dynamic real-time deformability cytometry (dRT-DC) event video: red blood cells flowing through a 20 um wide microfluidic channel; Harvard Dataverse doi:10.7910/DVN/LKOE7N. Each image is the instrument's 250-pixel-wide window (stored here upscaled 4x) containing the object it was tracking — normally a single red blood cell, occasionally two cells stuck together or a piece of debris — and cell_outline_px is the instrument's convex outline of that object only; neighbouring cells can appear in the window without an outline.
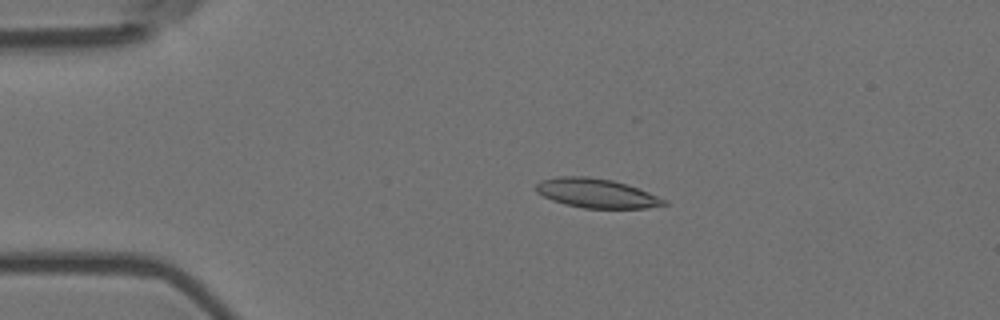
{"species": "Egyptian fruit bat (a non-hibernating species)", "species_latin": "Rousettus aegyptiacus", "temperature_condition": "room temperature", "stored_images_in_passage": 8, "camera_frame_rate_fps": 3000, "um_per_image_px": 0.085, "animal": {"sex": "female"}, "frame": {"image": 1, "passage_image": 4, "time_ms": 1.0, "image_size_px": [1000, 320], "cell_outline_px": [[668, 204], [644, 208], [584, 208], [564, 204], [552, 200], [536, 192], [536, 184], [540, 180], [560, 176], [588, 176], [612, 180], [648, 192], [668, 200]], "centroid_in_image_um": [50.68, 16.42], "position_along_channel_um": 34.3, "area_um2": 21.68}}
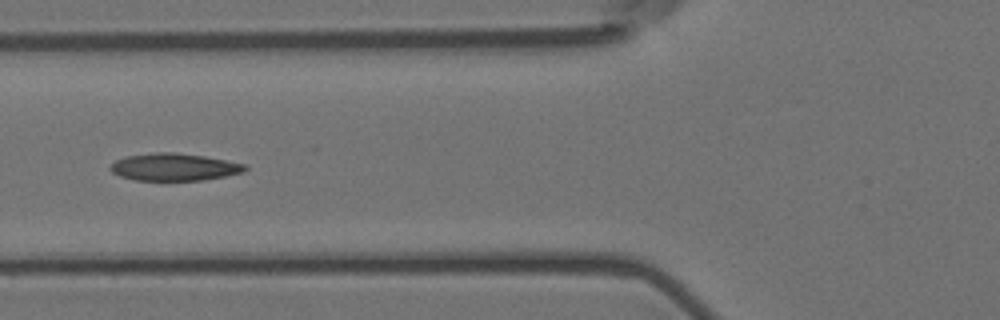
{"frame": {"image": 2, "passage_image": 7, "time_ms": 2.0, "image_size_px": [1000, 320], "cell_outline_px": [[248, 168], [244, 172], [204, 180], [132, 180], [120, 176], [112, 172], [108, 168], [116, 160], [124, 156], [152, 152], [176, 152], [204, 156], [248, 164]], "centroid_in_image_um": [14.8, 14.19], "position_along_channel_um": 111.0, "area_um2": 21.68}}
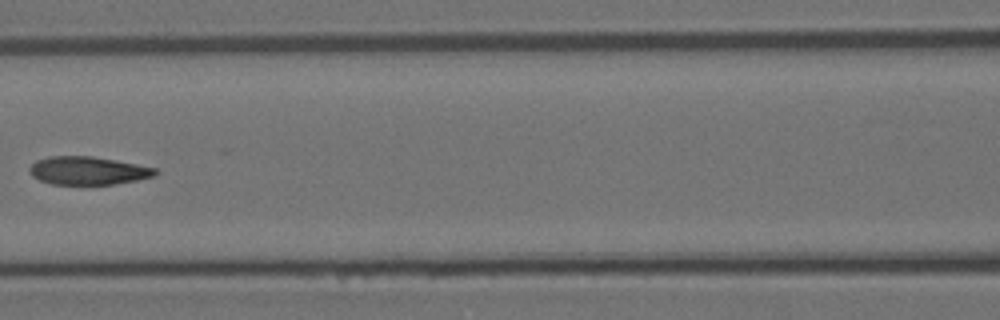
{"frame": {"image": 3, "passage_image": 8, "time_ms": 2.333, "image_size_px": [1000, 320], "cell_outline_px": [[160, 172], [156, 176], [136, 180], [112, 184], [52, 184], [40, 180], [32, 176], [28, 172], [28, 168], [36, 160], [52, 156], [92, 156], [116, 160], [156, 168]], "centroid_in_image_um": [7.48, 14.5], "position_along_channel_um": 159.1, "area_um2": 20.63}}